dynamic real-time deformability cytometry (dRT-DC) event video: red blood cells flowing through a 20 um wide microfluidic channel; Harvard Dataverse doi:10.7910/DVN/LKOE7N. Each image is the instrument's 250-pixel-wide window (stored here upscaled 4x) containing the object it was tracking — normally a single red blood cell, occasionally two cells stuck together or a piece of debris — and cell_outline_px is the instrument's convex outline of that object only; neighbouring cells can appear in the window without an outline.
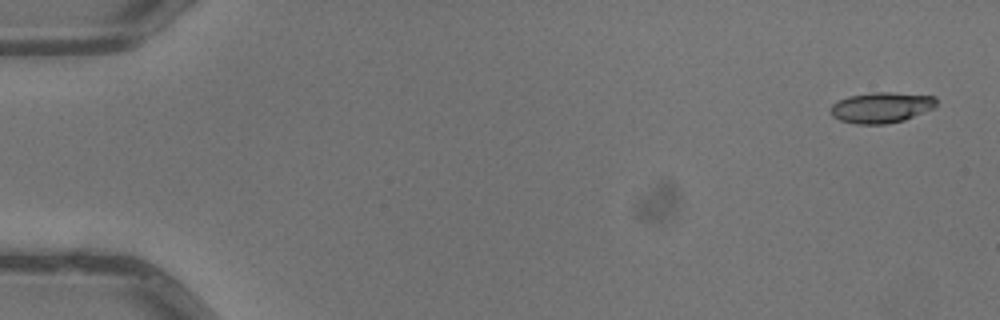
{"species": "common noctule bat (a hibernating species)", "species_latin": "Nyctalus noctula", "temperature_condition": "warm", "stored_images_in_passage": 5, "camera_frame_rate_fps": 3000, "um_per_image_px": 0.085, "animal": {"sex": "male", "body_mass_g": 13.3}, "frame": {"image": 1, "passage_image": 1, "time_ms": 0.0, "image_size_px": [1000, 320], "cell_outline_px": [[936, 104], [932, 108], [904, 120], [884, 124], [856, 124], [840, 120], [832, 116], [828, 108], [832, 104], [848, 96], [872, 92], [892, 92], [936, 96]], "centroid_in_image_um": [74.87, 9.13], "position_along_channel_um": 10.1, "area_um2": 18.9}}
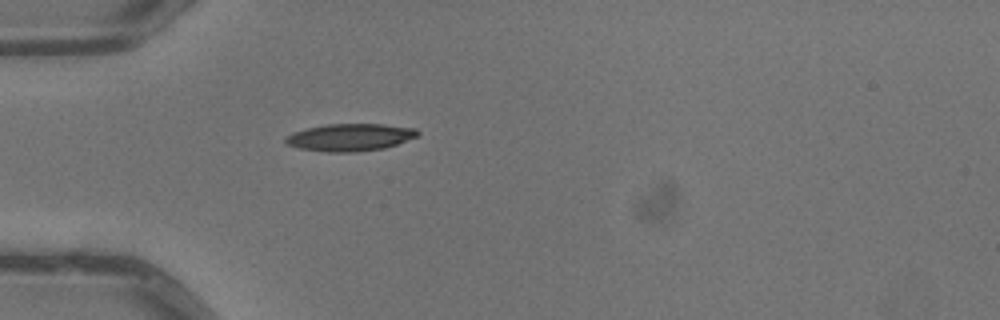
{"frame": {"image": 2, "passage_image": 5, "time_ms": 1.333, "image_size_px": [1000, 320], "cell_outline_px": [[420, 132], [416, 136], [396, 144], [384, 148], [356, 152], [328, 152], [300, 148], [288, 144], [284, 140], [292, 132], [308, 128], [328, 124], [384, 124], [416, 128]], "centroid_in_image_um": [29.77, 11.67], "position_along_channel_um": 55.2, "area_um2": 20.81}}